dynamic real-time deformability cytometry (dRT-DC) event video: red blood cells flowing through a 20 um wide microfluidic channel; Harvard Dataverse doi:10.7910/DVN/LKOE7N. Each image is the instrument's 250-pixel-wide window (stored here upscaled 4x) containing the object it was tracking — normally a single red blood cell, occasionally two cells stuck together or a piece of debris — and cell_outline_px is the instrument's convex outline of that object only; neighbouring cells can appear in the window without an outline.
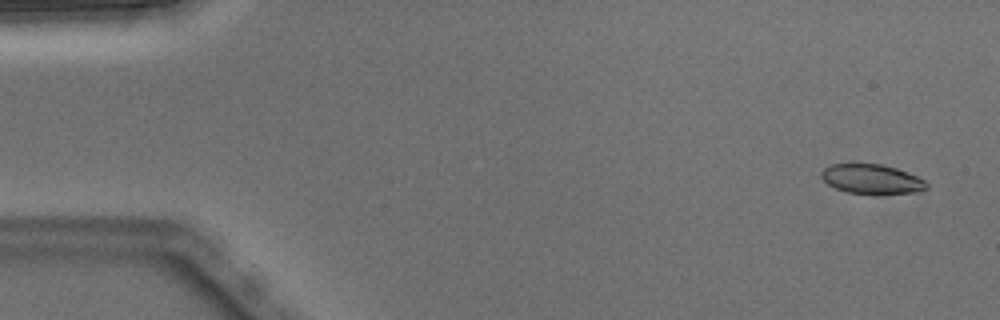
{"species": "Egyptian fruit bat (a non-hibernating species)", "species_latin": "Rousettus aegyptiacus", "temperature_condition": "warm", "stored_images_in_passage": 4, "camera_frame_rate_fps": 3000, "um_per_image_px": 0.085, "animal": {"sex": "male"}, "frame": {"image": 1, "passage_image": 1, "time_ms": 0.0, "image_size_px": [1000, 320], "cell_outline_px": [[928, 188], [916, 192], [880, 196], [876, 196], [848, 192], [836, 188], [828, 184], [820, 176], [820, 172], [824, 168], [832, 164], [852, 160], [880, 164], [896, 168], [908, 172], [924, 180], [928, 184]], "centroid_in_image_um": [74.07, 15.21], "position_along_channel_um": 10.9, "area_um2": 19.25}}
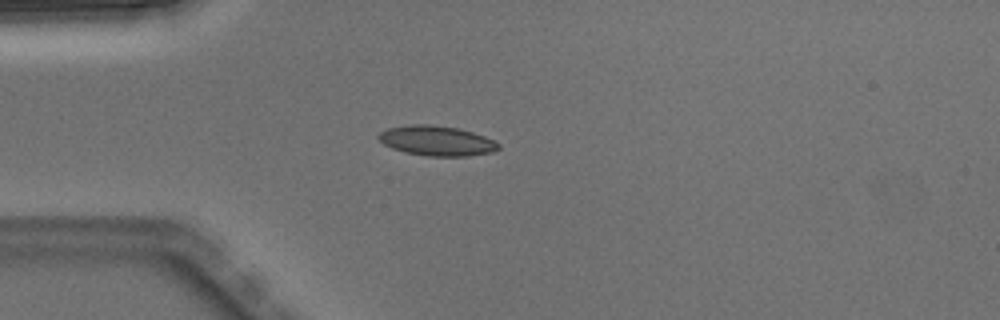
{"frame": {"image": 2, "passage_image": 4, "time_ms": 1.0, "image_size_px": [1000, 320], "cell_outline_px": [[500, 148], [492, 152], [468, 156], [428, 156], [404, 152], [392, 148], [384, 144], [376, 136], [380, 132], [388, 128], [408, 124], [428, 124], [460, 128], [484, 136], [500, 144]], "centroid_in_image_um": [37.11, 11.96], "position_along_channel_um": 47.9, "area_um2": 20.98}}